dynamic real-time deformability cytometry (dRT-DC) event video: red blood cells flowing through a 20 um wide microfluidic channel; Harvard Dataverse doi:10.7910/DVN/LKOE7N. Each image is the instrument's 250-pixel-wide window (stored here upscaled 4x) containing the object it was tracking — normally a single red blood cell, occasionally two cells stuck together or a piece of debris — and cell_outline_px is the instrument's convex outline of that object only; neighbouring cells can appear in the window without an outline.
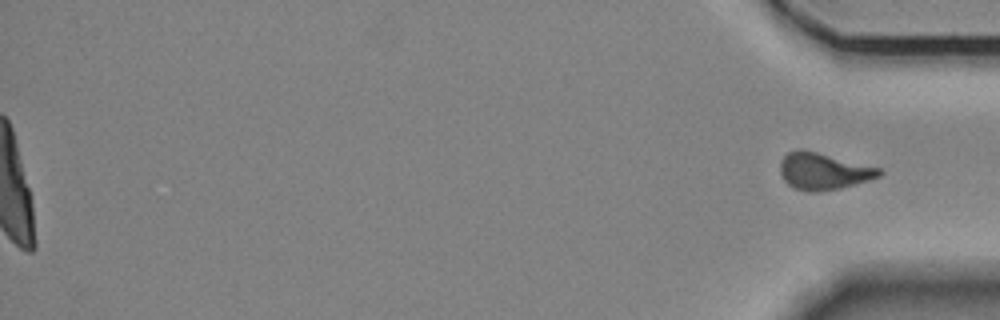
{"species": "Egyptian fruit bat (a non-hibernating species)", "species_latin": "Rousettus aegyptiacus", "temperature_condition": "room temperature", "stored_images_in_passage": 49, "segment_of_instrument_passage": [2, 2], "camera_frame_rate_fps": 3000, "um_per_image_px": 0.085, "animal": {"sex": "female"}, "frame": {"image": 1, "passage_image": 49, "time_ms": 16.0, "image_size_px": [1000, 320], "cell_outline_px": [[884, 172], [880, 176], [868, 180], [840, 188], [816, 192], [808, 192], [792, 188], [784, 180], [780, 172], [780, 160], [788, 152], [800, 148], [804, 148], [880, 168]], "centroid_in_image_um": [69.96, 14.54], "position_along_channel_um": 365.2, "area_um2": 21.44}}